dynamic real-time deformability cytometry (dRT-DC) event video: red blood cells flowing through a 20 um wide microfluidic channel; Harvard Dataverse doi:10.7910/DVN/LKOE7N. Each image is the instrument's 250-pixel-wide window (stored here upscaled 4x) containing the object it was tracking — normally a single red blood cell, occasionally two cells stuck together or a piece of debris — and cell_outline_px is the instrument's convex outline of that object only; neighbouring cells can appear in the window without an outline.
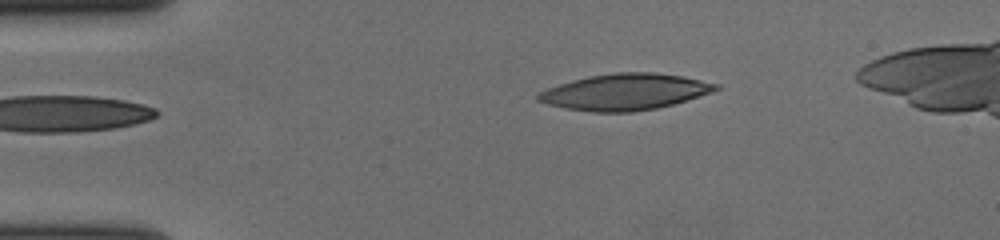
{"species": "human", "species_latin": "Homo sapiens", "temperature_condition": "cold", "stored_images_in_passage": 46, "camera_frame_rate_fps": 3000, "um_per_image_px": 0.085, "donor": {"sex": "female"}, "frame": {"image": 1, "passage_image": 1, "time_ms": 0.0, "image_size_px": [1000, 240], "cell_outline_px": [[720, 88], [712, 92], [672, 104], [656, 108], [632, 112], [592, 112], [564, 108], [548, 104], [536, 100], [536, 96], [540, 92], [548, 88], [572, 80], [588, 76], [616, 72], [656, 72], [684, 76], [720, 84]], "centroid_in_image_um": [53.13, 7.8], "position_along_channel_um": 31.9, "area_um2": 37.51}}
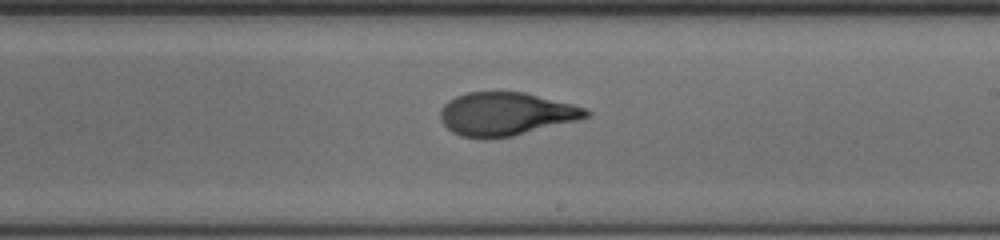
{"frame": {"image": 2, "passage_image": 23, "time_ms": 7.333, "image_size_px": [1000, 240], "cell_outline_px": [[592, 116], [512, 136], [484, 140], [460, 136], [452, 132], [440, 120], [440, 108], [448, 100], [456, 96], [468, 92], [524, 92], [572, 104], [584, 108], [592, 112]], "centroid_in_image_um": [42.96, 9.7], "position_along_channel_um": 246.0, "area_um2": 36.76}}
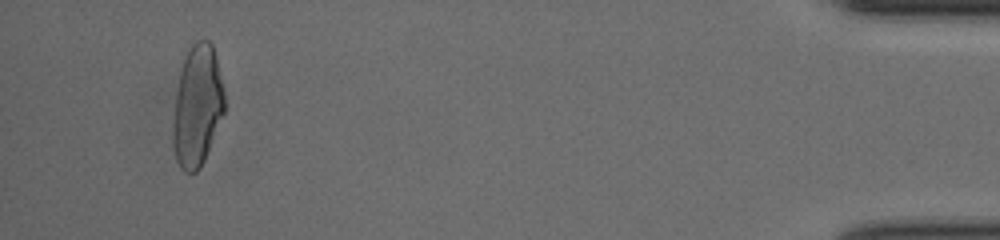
{"frame": {"image": 3, "passage_image": 43, "time_ms": 14.0, "image_size_px": [1000, 240], "cell_outline_px": [[224, 112], [204, 160], [200, 168], [196, 172], [184, 172], [180, 168], [176, 160], [172, 148], [172, 124], [176, 92], [180, 72], [184, 56], [188, 48], [196, 40], [208, 40], [212, 44], [216, 56], [224, 92]], "centroid_in_image_um": [16.74, 9.01], "position_along_channel_um": 418.5, "area_um2": 36.53}}